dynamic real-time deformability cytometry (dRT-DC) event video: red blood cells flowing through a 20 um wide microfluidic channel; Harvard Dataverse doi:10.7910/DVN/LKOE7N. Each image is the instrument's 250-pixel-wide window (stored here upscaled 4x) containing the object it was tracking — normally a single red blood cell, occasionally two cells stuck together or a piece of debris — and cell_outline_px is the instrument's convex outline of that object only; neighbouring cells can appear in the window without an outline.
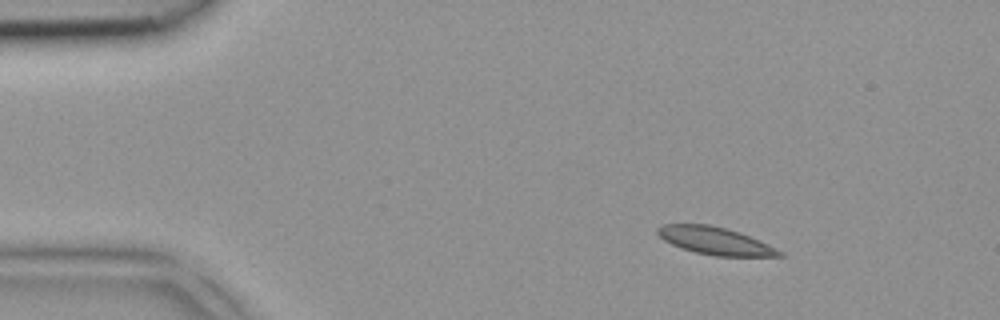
{"species": "common noctule bat (a hibernating species)", "species_latin": "Nyctalus noctula", "temperature_condition": "room temperature", "stored_images_in_passage": 3, "camera_frame_rate_fps": 3000, "um_per_image_px": 0.085, "animal": {"sex": "female", "body_mass_g": 18.4}, "frame": {"image": 1, "passage_image": 1, "time_ms": 0.0, "image_size_px": [1000, 320], "cell_outline_px": [[784, 256], [716, 256], [696, 252], [672, 244], [664, 240], [656, 232], [656, 228], [664, 224], [708, 224], [724, 228], [760, 240], [784, 252]], "centroid_in_image_um": [60.79, 20.47], "position_along_channel_um": 24.2, "area_um2": 19.19}}